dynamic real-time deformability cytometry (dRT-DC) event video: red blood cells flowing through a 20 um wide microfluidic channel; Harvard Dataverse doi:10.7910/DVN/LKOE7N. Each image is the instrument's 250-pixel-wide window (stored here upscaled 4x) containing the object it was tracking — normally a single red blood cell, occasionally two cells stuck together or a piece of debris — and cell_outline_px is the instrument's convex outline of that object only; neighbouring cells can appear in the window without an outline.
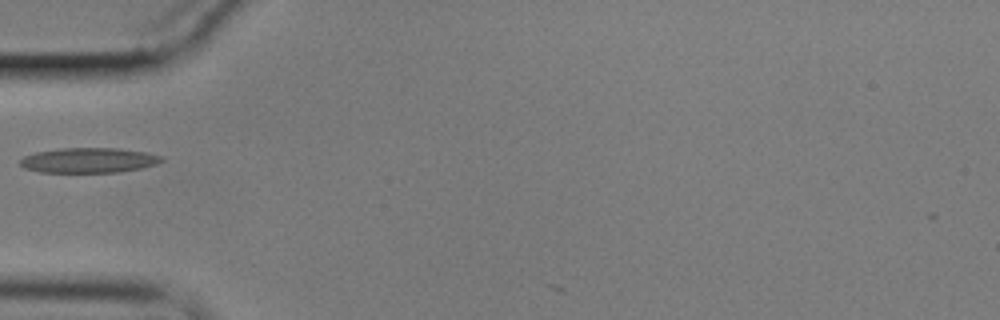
{"species": "common noctule bat (a hibernating species)", "species_latin": "Nyctalus noctula", "temperature_condition": "cold", "stored_images_in_passage": 28, "camera_frame_rate_fps": 3000, "um_per_image_px": 0.085, "animal": {"sex": "male", "body_mass_g": 17.9}, "frame": {"image": 1, "passage_image": 1, "time_ms": 0.0, "image_size_px": [1000, 320], "cell_outline_px": [[164, 160], [156, 164], [140, 168], [120, 172], [40, 172], [24, 168], [20, 164], [20, 160], [24, 156], [36, 152], [60, 148], [120, 148], [144, 152], [164, 156]], "centroid_in_image_um": [7.55, 13.62], "position_along_channel_um": 77.4, "area_um2": 20.63}}
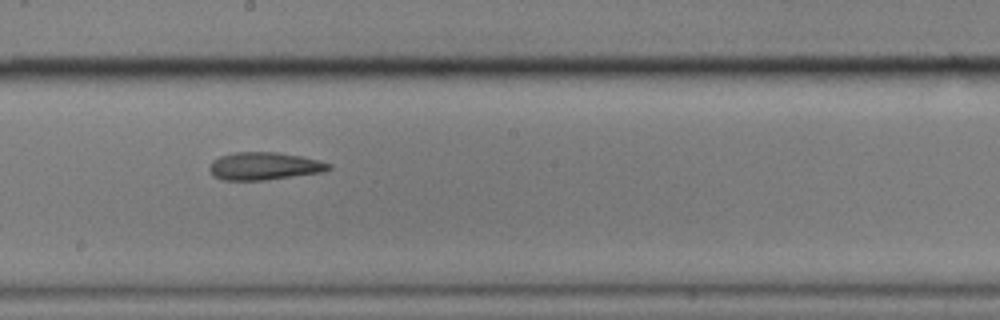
{"frame": {"image": 2, "passage_image": 14, "time_ms": 4.333, "image_size_px": [1000, 320], "cell_outline_px": [[332, 168], [324, 172], [264, 180], [224, 180], [212, 176], [208, 168], [212, 160], [220, 156], [236, 152], [276, 152], [300, 156], [320, 160], [332, 164]], "centroid_in_image_um": [22.46, 14.12], "position_along_channel_um": 225.7, "area_um2": 19.36}}
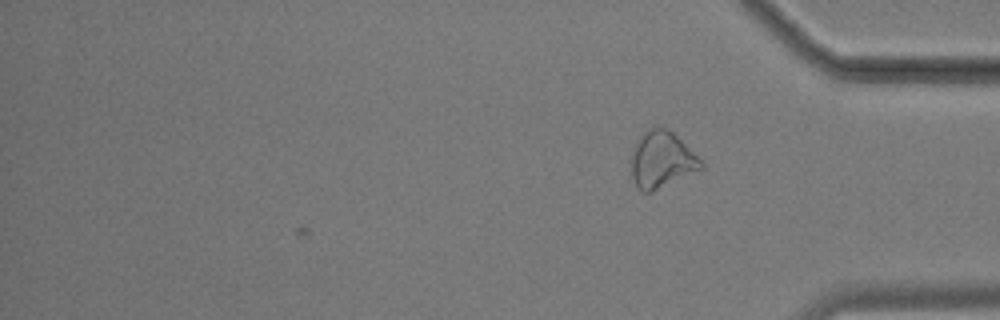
{"frame": {"image": 3, "passage_image": 28, "time_ms": 9.0, "image_size_px": [1000, 320], "cell_outline_px": [[704, 168], [652, 192], [644, 192], [636, 184], [632, 176], [632, 148], [636, 140], [648, 128], [656, 124], [668, 128], [704, 164]], "centroid_in_image_um": [56.22, 13.55], "position_along_channel_um": 379.0, "area_um2": 22.83}}